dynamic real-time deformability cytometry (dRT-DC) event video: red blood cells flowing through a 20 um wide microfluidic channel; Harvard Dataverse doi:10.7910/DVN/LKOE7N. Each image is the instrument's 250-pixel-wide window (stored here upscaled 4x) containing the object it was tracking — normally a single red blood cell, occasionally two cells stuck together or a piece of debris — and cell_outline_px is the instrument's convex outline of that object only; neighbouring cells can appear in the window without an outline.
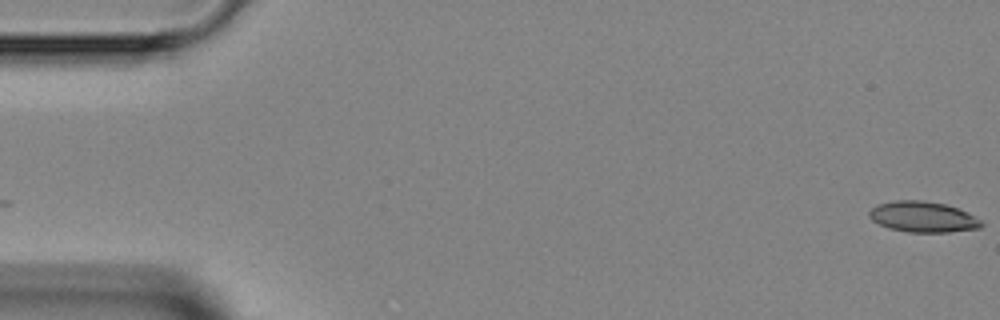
{"species": "Egyptian fruit bat (a non-hibernating species)", "species_latin": "Rousettus aegyptiacus", "temperature_condition": "room temperature", "stored_images_in_passage": 47, "camera_frame_rate_fps": 3000, "um_per_image_px": 0.085, "animal": {"sex": "female"}, "frame": {"image": 1, "passage_image": 1, "time_ms": 0.0, "image_size_px": [1000, 320], "cell_outline_px": [[984, 224], [980, 228], [948, 232], [908, 232], [888, 228], [872, 220], [868, 216], [868, 212], [876, 204], [896, 200], [924, 200], [944, 204], [968, 212], [980, 220]], "centroid_in_image_um": [78.43, 18.43], "position_along_channel_um": 6.6, "area_um2": 20.11}}
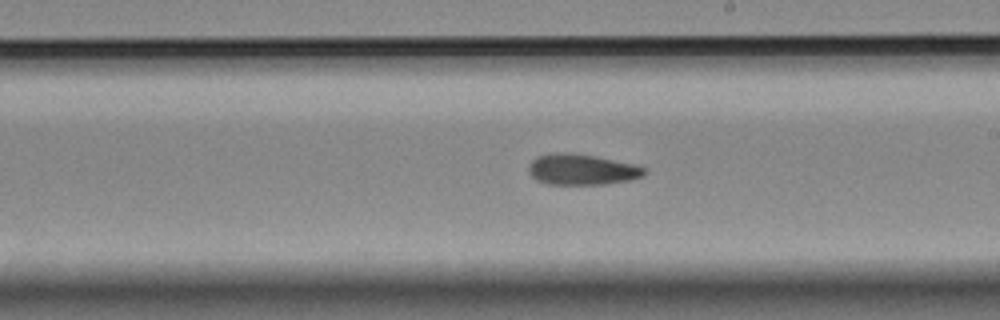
{"frame": {"image": 2, "passage_image": 27, "time_ms": 8.667, "image_size_px": [1000, 320], "cell_outline_px": [[648, 172], [644, 176], [632, 180], [604, 184], [548, 184], [536, 180], [528, 172], [528, 164], [536, 156], [556, 152], [568, 152], [592, 156], [632, 164], [644, 168]], "centroid_in_image_um": [49.42, 14.41], "position_along_channel_um": 239.6, "area_um2": 20.75}}
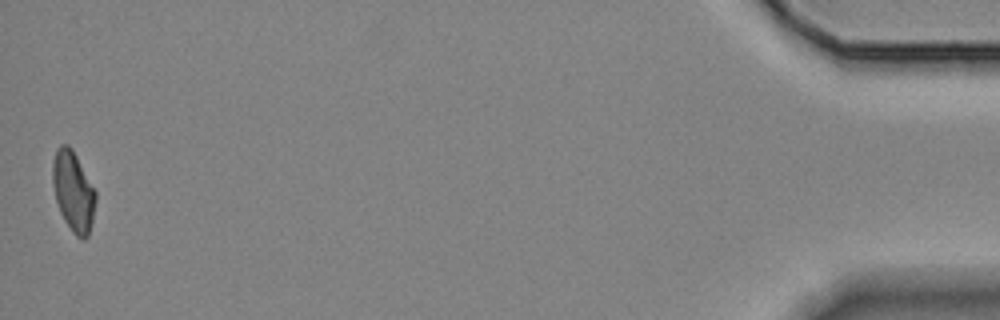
{"frame": {"image": 3, "passage_image": 47, "time_ms": 15.333, "image_size_px": [1000, 320], "cell_outline_px": [[96, 200], [92, 220], [88, 236], [84, 240], [76, 236], [72, 232], [64, 220], [60, 212], [56, 200], [52, 184], [52, 164], [56, 148], [60, 144], [68, 144], [72, 148], [96, 192]], "centroid_in_image_um": [6.21, 16.25], "position_along_channel_um": 429.0, "area_um2": 20.11}}